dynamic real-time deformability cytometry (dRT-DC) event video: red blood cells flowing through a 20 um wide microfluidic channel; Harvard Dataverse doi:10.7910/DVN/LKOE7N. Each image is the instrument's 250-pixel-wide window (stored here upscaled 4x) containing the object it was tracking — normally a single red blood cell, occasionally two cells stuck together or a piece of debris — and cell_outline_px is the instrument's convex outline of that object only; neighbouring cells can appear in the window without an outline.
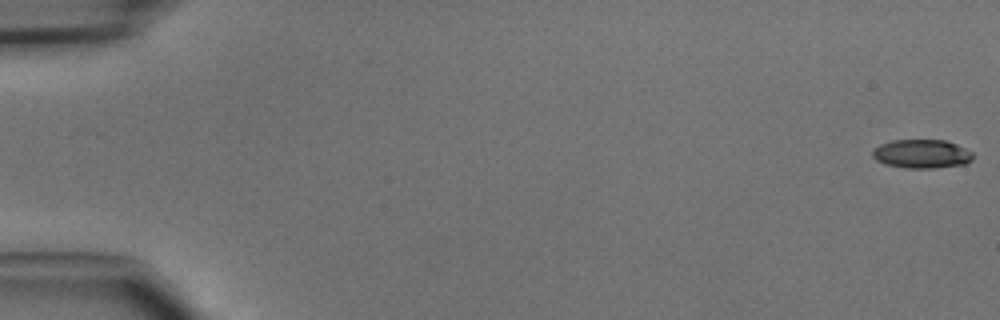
{"species": "common noctule bat (a hibernating species)", "species_latin": "Nyctalus noctula", "temperature_condition": "cold", "stored_images_in_passage": 47, "camera_frame_rate_fps": 3000, "um_per_image_px": 0.085, "animal": {"sex": "male", "body_mass_g": 15.6}, "frame": {"image": 1, "passage_image": 1, "time_ms": 0.0, "image_size_px": [1000, 320], "cell_outline_px": [[972, 160], [964, 164], [936, 168], [904, 168], [884, 164], [876, 160], [872, 156], [872, 152], [880, 144], [892, 140], [944, 140], [956, 144], [972, 152]], "centroid_in_image_um": [78.33, 13.08], "position_along_channel_um": 6.7, "area_um2": 16.82}}
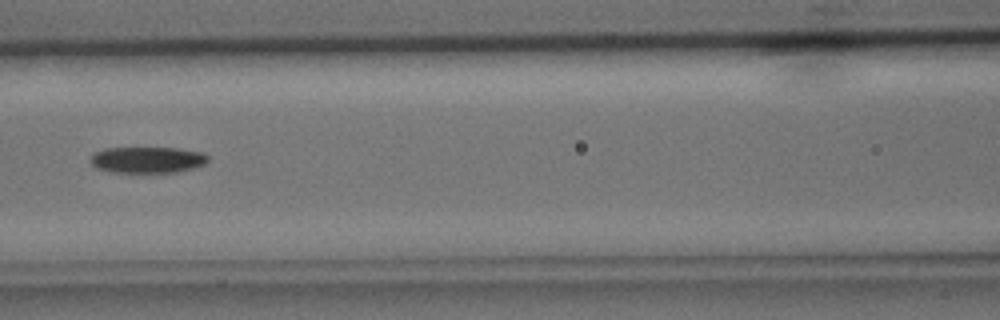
{"frame": {"image": 2, "passage_image": 22, "time_ms": 7.0, "image_size_px": [1000, 320], "cell_outline_px": [[208, 164], [176, 172], [112, 172], [96, 168], [88, 160], [92, 152], [104, 148], [176, 148], [204, 152], [208, 156]], "centroid_in_image_um": [12.51, 13.58], "position_along_channel_um": 154.1, "area_um2": 18.21}}
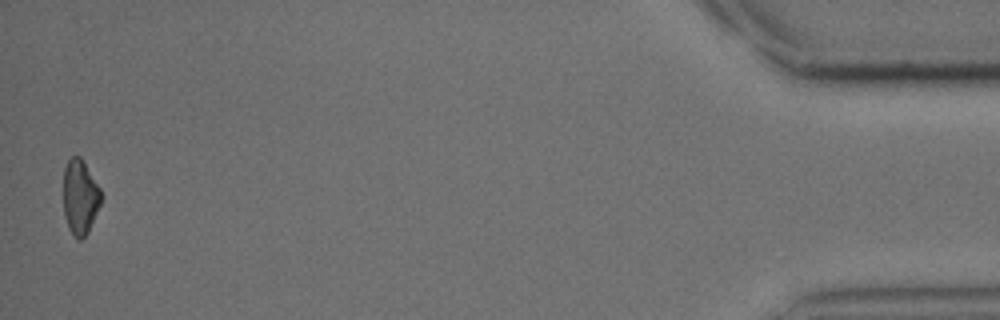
{"frame": {"image": 3, "passage_image": 47, "time_ms": 15.333, "image_size_px": [1000, 320], "cell_outline_px": [[104, 196], [88, 232], [80, 240], [76, 240], [72, 236], [68, 228], [64, 216], [64, 168], [68, 160], [72, 156], [80, 156], [84, 160], [100, 188]], "centroid_in_image_um": [6.82, 16.75], "position_along_channel_um": 428.4, "area_um2": 16.76}}